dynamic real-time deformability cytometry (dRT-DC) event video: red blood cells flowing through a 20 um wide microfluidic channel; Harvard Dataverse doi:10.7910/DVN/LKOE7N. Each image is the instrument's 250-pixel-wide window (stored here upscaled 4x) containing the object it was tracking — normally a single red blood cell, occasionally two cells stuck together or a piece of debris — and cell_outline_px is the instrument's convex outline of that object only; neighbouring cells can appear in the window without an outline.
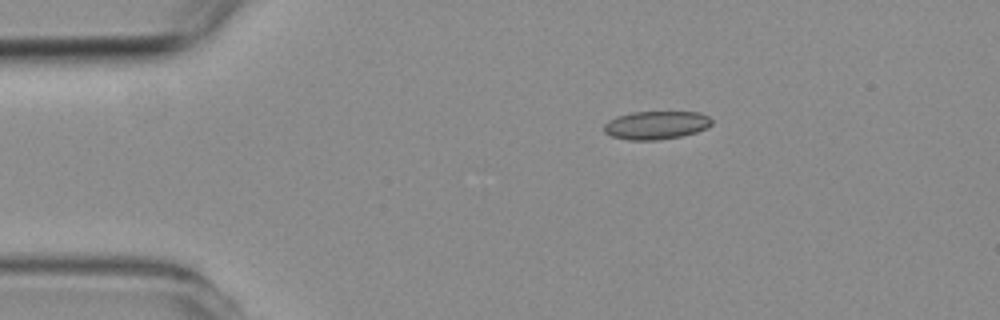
{"species": "common noctule bat (a hibernating species)", "species_latin": "Nyctalus noctula", "temperature_condition": "room temperature", "stored_images_in_passage": 3, "camera_frame_rate_fps": 3000, "um_per_image_px": 0.085, "animal": {"sex": "female", "body_mass_g": 19.3, "forearm_length_mm": 54.1}, "frame": {"image": 1, "passage_image": 1, "time_ms": 0.0, "image_size_px": [1000, 320], "cell_outline_px": [[712, 124], [696, 132], [680, 136], [656, 140], [628, 140], [612, 136], [604, 132], [604, 124], [608, 120], [616, 116], [632, 112], [700, 112], [708, 116], [712, 120]], "centroid_in_image_um": [55.74, 10.63], "position_along_channel_um": 29.3, "area_um2": 17.69}}
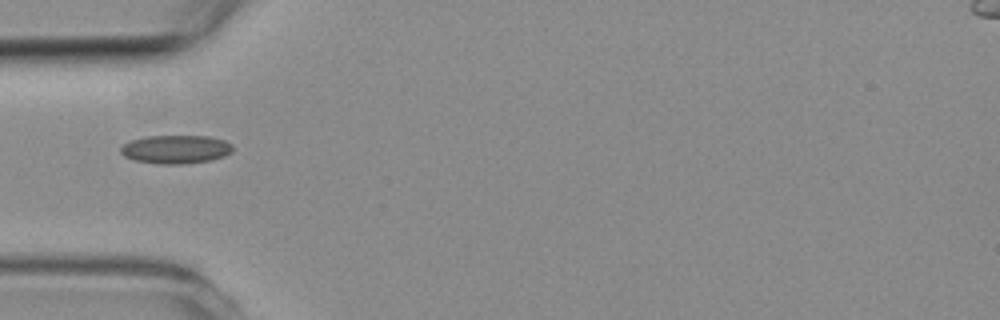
{"frame": {"image": 2, "passage_image": 3, "time_ms": 2.333, "image_size_px": [1000, 320], "cell_outline_px": [[232, 152], [224, 156], [212, 160], [184, 164], [160, 164], [136, 160], [124, 156], [120, 152], [120, 148], [124, 144], [132, 140], [144, 136], [208, 136], [224, 140], [232, 144]], "centroid_in_image_um": [14.96, 12.69], "position_along_channel_um": 70.0, "area_um2": 18.61}}